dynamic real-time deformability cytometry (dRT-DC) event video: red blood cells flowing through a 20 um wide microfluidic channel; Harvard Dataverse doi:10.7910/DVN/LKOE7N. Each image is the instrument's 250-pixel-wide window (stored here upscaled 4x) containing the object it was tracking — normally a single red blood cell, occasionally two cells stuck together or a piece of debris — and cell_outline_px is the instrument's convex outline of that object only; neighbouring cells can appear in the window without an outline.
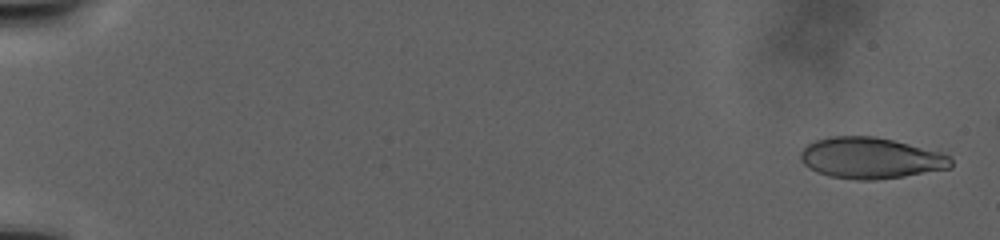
{"species": "human", "species_latin": "Homo sapiens", "temperature_condition": "warm", "stored_images_in_passage": 82, "camera_frame_rate_fps": 3000, "um_per_image_px": 0.085, "donor": {"sex": "male"}, "frame": {"image": 1, "passage_image": 2, "time_ms": 1.0, "image_size_px": [1000, 240], "cell_outline_px": [[952, 168], [904, 176], [872, 180], [856, 180], [828, 176], [816, 172], [804, 164], [800, 160], [800, 152], [808, 144], [816, 140], [832, 136], [876, 136], [940, 152], [948, 156], [952, 160]], "centroid_in_image_um": [73.98, 13.44], "position_along_channel_um": 11.0, "area_um2": 35.95}}
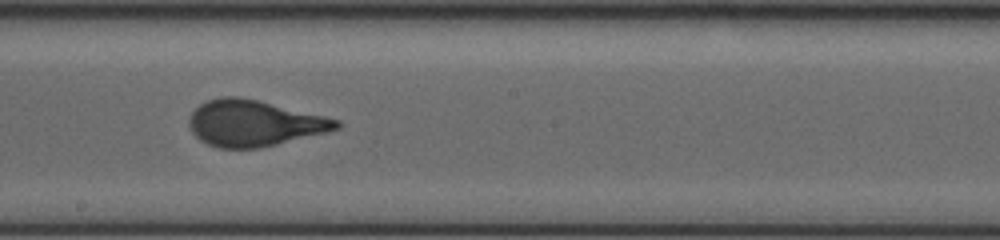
{"frame": {"image": 2, "passage_image": 45, "time_ms": 24.0, "image_size_px": [1000, 240], "cell_outline_px": [[344, 124], [340, 128], [328, 132], [260, 148], [220, 148], [208, 144], [200, 140], [192, 132], [188, 124], [188, 116], [200, 104], [208, 100], [220, 96], [236, 96], [256, 100], [324, 116], [340, 120]], "centroid_in_image_um": [21.59, 10.48], "position_along_channel_um": 226.6, "area_um2": 39.48}}
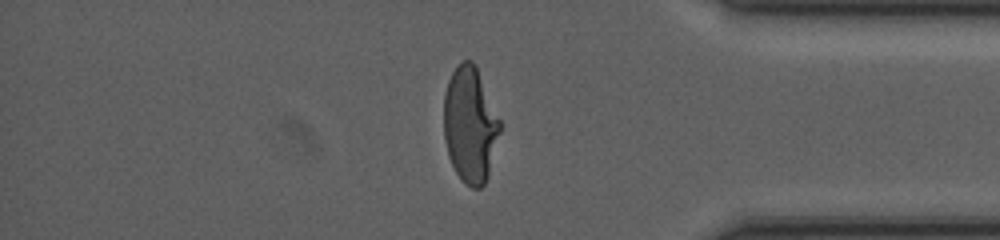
{"frame": {"image": 3, "passage_image": 69, "time_ms": 34.333, "image_size_px": [1000, 240], "cell_outline_px": [[500, 132], [488, 176], [484, 184], [480, 188], [472, 188], [464, 184], [456, 172], [448, 156], [444, 140], [444, 92], [448, 80], [452, 72], [460, 60], [472, 60], [476, 64], [500, 120]], "centroid_in_image_um": [39.95, 10.58], "position_along_channel_um": 395.3, "area_um2": 38.15}}